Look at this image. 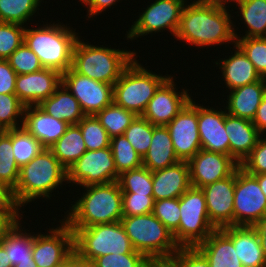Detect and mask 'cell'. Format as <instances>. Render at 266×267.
I'll return each instance as SVG.
<instances>
[{
	"label": "cell",
	"mask_w": 266,
	"mask_h": 267,
	"mask_svg": "<svg viewBox=\"0 0 266 267\" xmlns=\"http://www.w3.org/2000/svg\"><path fill=\"white\" fill-rule=\"evenodd\" d=\"M229 7V4L190 3L188 0L183 7L175 39L198 49L221 44L223 46L224 43L235 45L234 28L237 26L230 14L233 7L232 10Z\"/></svg>",
	"instance_id": "1"
},
{
	"label": "cell",
	"mask_w": 266,
	"mask_h": 267,
	"mask_svg": "<svg viewBox=\"0 0 266 267\" xmlns=\"http://www.w3.org/2000/svg\"><path fill=\"white\" fill-rule=\"evenodd\" d=\"M84 192L64 212L70 228L119 222L123 217L122 191L117 181L82 187Z\"/></svg>",
	"instance_id": "2"
},
{
	"label": "cell",
	"mask_w": 266,
	"mask_h": 267,
	"mask_svg": "<svg viewBox=\"0 0 266 267\" xmlns=\"http://www.w3.org/2000/svg\"><path fill=\"white\" fill-rule=\"evenodd\" d=\"M67 182V169L53 155L43 148L29 163L19 169L16 187L12 190L14 201L23 209L36 199L51 200L52 193Z\"/></svg>",
	"instance_id": "3"
},
{
	"label": "cell",
	"mask_w": 266,
	"mask_h": 267,
	"mask_svg": "<svg viewBox=\"0 0 266 267\" xmlns=\"http://www.w3.org/2000/svg\"><path fill=\"white\" fill-rule=\"evenodd\" d=\"M48 23L36 25L38 28L25 26L24 42L38 56L44 68L62 75L71 68L73 48L79 33L60 21Z\"/></svg>",
	"instance_id": "4"
},
{
	"label": "cell",
	"mask_w": 266,
	"mask_h": 267,
	"mask_svg": "<svg viewBox=\"0 0 266 267\" xmlns=\"http://www.w3.org/2000/svg\"><path fill=\"white\" fill-rule=\"evenodd\" d=\"M79 36L72 54L71 69L93 80L114 85L137 55L135 49H115L84 42Z\"/></svg>",
	"instance_id": "5"
},
{
	"label": "cell",
	"mask_w": 266,
	"mask_h": 267,
	"mask_svg": "<svg viewBox=\"0 0 266 267\" xmlns=\"http://www.w3.org/2000/svg\"><path fill=\"white\" fill-rule=\"evenodd\" d=\"M137 57L113 85V103L136 115H142L150 99L170 75L162 76L148 70Z\"/></svg>",
	"instance_id": "6"
},
{
	"label": "cell",
	"mask_w": 266,
	"mask_h": 267,
	"mask_svg": "<svg viewBox=\"0 0 266 267\" xmlns=\"http://www.w3.org/2000/svg\"><path fill=\"white\" fill-rule=\"evenodd\" d=\"M120 223L135 251L147 258L172 257L179 249L172 232L153 213L122 217Z\"/></svg>",
	"instance_id": "7"
},
{
	"label": "cell",
	"mask_w": 266,
	"mask_h": 267,
	"mask_svg": "<svg viewBox=\"0 0 266 267\" xmlns=\"http://www.w3.org/2000/svg\"><path fill=\"white\" fill-rule=\"evenodd\" d=\"M70 229L74 232V252L87 260L135 250L120 221Z\"/></svg>",
	"instance_id": "8"
},
{
	"label": "cell",
	"mask_w": 266,
	"mask_h": 267,
	"mask_svg": "<svg viewBox=\"0 0 266 267\" xmlns=\"http://www.w3.org/2000/svg\"><path fill=\"white\" fill-rule=\"evenodd\" d=\"M217 229L209 220L201 188L191 186L180 196L179 227L172 233L179 247H195Z\"/></svg>",
	"instance_id": "9"
},
{
	"label": "cell",
	"mask_w": 266,
	"mask_h": 267,
	"mask_svg": "<svg viewBox=\"0 0 266 267\" xmlns=\"http://www.w3.org/2000/svg\"><path fill=\"white\" fill-rule=\"evenodd\" d=\"M188 0H154L143 12H140L137 19L132 22L128 31H126L127 40H137L145 35L163 32H170L175 37L177 32L181 13ZM153 33V34H152Z\"/></svg>",
	"instance_id": "10"
},
{
	"label": "cell",
	"mask_w": 266,
	"mask_h": 267,
	"mask_svg": "<svg viewBox=\"0 0 266 267\" xmlns=\"http://www.w3.org/2000/svg\"><path fill=\"white\" fill-rule=\"evenodd\" d=\"M266 216V197L256 177L240 166L235 170L233 226H253Z\"/></svg>",
	"instance_id": "11"
},
{
	"label": "cell",
	"mask_w": 266,
	"mask_h": 267,
	"mask_svg": "<svg viewBox=\"0 0 266 267\" xmlns=\"http://www.w3.org/2000/svg\"><path fill=\"white\" fill-rule=\"evenodd\" d=\"M117 173L111 147L87 150L67 170V183L80 187L93 184H106L117 181Z\"/></svg>",
	"instance_id": "12"
},
{
	"label": "cell",
	"mask_w": 266,
	"mask_h": 267,
	"mask_svg": "<svg viewBox=\"0 0 266 267\" xmlns=\"http://www.w3.org/2000/svg\"><path fill=\"white\" fill-rule=\"evenodd\" d=\"M44 234H33L32 258L38 267H59L74 252V232L63 220Z\"/></svg>",
	"instance_id": "13"
},
{
	"label": "cell",
	"mask_w": 266,
	"mask_h": 267,
	"mask_svg": "<svg viewBox=\"0 0 266 267\" xmlns=\"http://www.w3.org/2000/svg\"><path fill=\"white\" fill-rule=\"evenodd\" d=\"M191 98L171 122L166 125L173 148L180 161H189L200 151V135L198 130V102Z\"/></svg>",
	"instance_id": "14"
},
{
	"label": "cell",
	"mask_w": 266,
	"mask_h": 267,
	"mask_svg": "<svg viewBox=\"0 0 266 267\" xmlns=\"http://www.w3.org/2000/svg\"><path fill=\"white\" fill-rule=\"evenodd\" d=\"M62 84L78 100L85 115H96L113 103V85L78 74L71 68L62 74Z\"/></svg>",
	"instance_id": "15"
},
{
	"label": "cell",
	"mask_w": 266,
	"mask_h": 267,
	"mask_svg": "<svg viewBox=\"0 0 266 267\" xmlns=\"http://www.w3.org/2000/svg\"><path fill=\"white\" fill-rule=\"evenodd\" d=\"M173 77L171 75L158 88L141 115L154 126L168 125L190 99H194L187 88L178 91Z\"/></svg>",
	"instance_id": "16"
},
{
	"label": "cell",
	"mask_w": 266,
	"mask_h": 267,
	"mask_svg": "<svg viewBox=\"0 0 266 267\" xmlns=\"http://www.w3.org/2000/svg\"><path fill=\"white\" fill-rule=\"evenodd\" d=\"M190 182L203 188L230 176L239 166L230 155L201 149L189 161Z\"/></svg>",
	"instance_id": "17"
},
{
	"label": "cell",
	"mask_w": 266,
	"mask_h": 267,
	"mask_svg": "<svg viewBox=\"0 0 266 267\" xmlns=\"http://www.w3.org/2000/svg\"><path fill=\"white\" fill-rule=\"evenodd\" d=\"M201 189L205 196L210 222L217 229L233 226L235 171L230 176Z\"/></svg>",
	"instance_id": "18"
},
{
	"label": "cell",
	"mask_w": 266,
	"mask_h": 267,
	"mask_svg": "<svg viewBox=\"0 0 266 267\" xmlns=\"http://www.w3.org/2000/svg\"><path fill=\"white\" fill-rule=\"evenodd\" d=\"M62 83V75L52 69L20 74L16 77L15 94L25 106L39 105Z\"/></svg>",
	"instance_id": "19"
},
{
	"label": "cell",
	"mask_w": 266,
	"mask_h": 267,
	"mask_svg": "<svg viewBox=\"0 0 266 267\" xmlns=\"http://www.w3.org/2000/svg\"><path fill=\"white\" fill-rule=\"evenodd\" d=\"M217 109V110H216ZM198 104V130L201 148L230 155L229 137L224 127L226 109Z\"/></svg>",
	"instance_id": "20"
},
{
	"label": "cell",
	"mask_w": 266,
	"mask_h": 267,
	"mask_svg": "<svg viewBox=\"0 0 266 267\" xmlns=\"http://www.w3.org/2000/svg\"><path fill=\"white\" fill-rule=\"evenodd\" d=\"M22 127L30 133L43 148L49 149L67 130L69 124L53 118L38 105L26 106Z\"/></svg>",
	"instance_id": "21"
},
{
	"label": "cell",
	"mask_w": 266,
	"mask_h": 267,
	"mask_svg": "<svg viewBox=\"0 0 266 267\" xmlns=\"http://www.w3.org/2000/svg\"><path fill=\"white\" fill-rule=\"evenodd\" d=\"M153 198H179L192 185L187 161H178L164 169L152 171Z\"/></svg>",
	"instance_id": "22"
},
{
	"label": "cell",
	"mask_w": 266,
	"mask_h": 267,
	"mask_svg": "<svg viewBox=\"0 0 266 267\" xmlns=\"http://www.w3.org/2000/svg\"><path fill=\"white\" fill-rule=\"evenodd\" d=\"M235 49V50H234ZM234 53L227 58L218 59L214 62L222 73L223 84L226 85V91L242 87L259 81L262 77L257 72L253 63L247 58L244 52L235 44L232 49Z\"/></svg>",
	"instance_id": "23"
},
{
	"label": "cell",
	"mask_w": 266,
	"mask_h": 267,
	"mask_svg": "<svg viewBox=\"0 0 266 267\" xmlns=\"http://www.w3.org/2000/svg\"><path fill=\"white\" fill-rule=\"evenodd\" d=\"M224 127L229 137L230 156L241 164L257 145L261 134L252 121L228 113Z\"/></svg>",
	"instance_id": "24"
},
{
	"label": "cell",
	"mask_w": 266,
	"mask_h": 267,
	"mask_svg": "<svg viewBox=\"0 0 266 267\" xmlns=\"http://www.w3.org/2000/svg\"><path fill=\"white\" fill-rule=\"evenodd\" d=\"M221 229L231 238L243 267H266L260 238L253 226H227Z\"/></svg>",
	"instance_id": "25"
},
{
	"label": "cell",
	"mask_w": 266,
	"mask_h": 267,
	"mask_svg": "<svg viewBox=\"0 0 266 267\" xmlns=\"http://www.w3.org/2000/svg\"><path fill=\"white\" fill-rule=\"evenodd\" d=\"M229 94V95H228ZM227 94L226 112L230 115L252 121L257 108L266 95V79L235 88Z\"/></svg>",
	"instance_id": "26"
},
{
	"label": "cell",
	"mask_w": 266,
	"mask_h": 267,
	"mask_svg": "<svg viewBox=\"0 0 266 267\" xmlns=\"http://www.w3.org/2000/svg\"><path fill=\"white\" fill-rule=\"evenodd\" d=\"M195 247L206 257L210 267H243L231 238L222 229H215Z\"/></svg>",
	"instance_id": "27"
},
{
	"label": "cell",
	"mask_w": 266,
	"mask_h": 267,
	"mask_svg": "<svg viewBox=\"0 0 266 267\" xmlns=\"http://www.w3.org/2000/svg\"><path fill=\"white\" fill-rule=\"evenodd\" d=\"M38 106L53 118L63 120L69 125H77L85 116L78 100L62 83Z\"/></svg>",
	"instance_id": "28"
},
{
	"label": "cell",
	"mask_w": 266,
	"mask_h": 267,
	"mask_svg": "<svg viewBox=\"0 0 266 267\" xmlns=\"http://www.w3.org/2000/svg\"><path fill=\"white\" fill-rule=\"evenodd\" d=\"M230 4V6L233 4L238 6L233 5L236 9L238 8L235 13L240 14H237V17L240 16L239 21L246 26L245 35L237 34L239 27L234 29L236 39L266 37V0H231Z\"/></svg>",
	"instance_id": "29"
},
{
	"label": "cell",
	"mask_w": 266,
	"mask_h": 267,
	"mask_svg": "<svg viewBox=\"0 0 266 267\" xmlns=\"http://www.w3.org/2000/svg\"><path fill=\"white\" fill-rule=\"evenodd\" d=\"M180 161L174 151L166 126H154L151 144L143 157V166L150 171L164 169Z\"/></svg>",
	"instance_id": "30"
},
{
	"label": "cell",
	"mask_w": 266,
	"mask_h": 267,
	"mask_svg": "<svg viewBox=\"0 0 266 267\" xmlns=\"http://www.w3.org/2000/svg\"><path fill=\"white\" fill-rule=\"evenodd\" d=\"M49 149L67 170L87 151L78 125H69L66 132Z\"/></svg>",
	"instance_id": "31"
},
{
	"label": "cell",
	"mask_w": 266,
	"mask_h": 267,
	"mask_svg": "<svg viewBox=\"0 0 266 267\" xmlns=\"http://www.w3.org/2000/svg\"><path fill=\"white\" fill-rule=\"evenodd\" d=\"M20 222L0 241V244L7 252L12 267L19 262L33 259V233L28 228H22L23 225Z\"/></svg>",
	"instance_id": "32"
},
{
	"label": "cell",
	"mask_w": 266,
	"mask_h": 267,
	"mask_svg": "<svg viewBox=\"0 0 266 267\" xmlns=\"http://www.w3.org/2000/svg\"><path fill=\"white\" fill-rule=\"evenodd\" d=\"M42 1L44 0H0V22L28 26L27 22L34 21L32 18L39 14Z\"/></svg>",
	"instance_id": "33"
},
{
	"label": "cell",
	"mask_w": 266,
	"mask_h": 267,
	"mask_svg": "<svg viewBox=\"0 0 266 267\" xmlns=\"http://www.w3.org/2000/svg\"><path fill=\"white\" fill-rule=\"evenodd\" d=\"M95 116L112 138L114 136L123 135L124 131L137 115L132 111L112 103L99 111Z\"/></svg>",
	"instance_id": "34"
},
{
	"label": "cell",
	"mask_w": 266,
	"mask_h": 267,
	"mask_svg": "<svg viewBox=\"0 0 266 267\" xmlns=\"http://www.w3.org/2000/svg\"><path fill=\"white\" fill-rule=\"evenodd\" d=\"M19 169L13 155L12 129H9L0 138V182L13 190L18 182Z\"/></svg>",
	"instance_id": "35"
},
{
	"label": "cell",
	"mask_w": 266,
	"mask_h": 267,
	"mask_svg": "<svg viewBox=\"0 0 266 267\" xmlns=\"http://www.w3.org/2000/svg\"><path fill=\"white\" fill-rule=\"evenodd\" d=\"M110 147L117 173H121L143 166L142 157L135 151L124 135L111 138Z\"/></svg>",
	"instance_id": "36"
},
{
	"label": "cell",
	"mask_w": 266,
	"mask_h": 267,
	"mask_svg": "<svg viewBox=\"0 0 266 267\" xmlns=\"http://www.w3.org/2000/svg\"><path fill=\"white\" fill-rule=\"evenodd\" d=\"M117 182L122 193L153 196L152 171L144 166L121 173Z\"/></svg>",
	"instance_id": "37"
},
{
	"label": "cell",
	"mask_w": 266,
	"mask_h": 267,
	"mask_svg": "<svg viewBox=\"0 0 266 267\" xmlns=\"http://www.w3.org/2000/svg\"><path fill=\"white\" fill-rule=\"evenodd\" d=\"M13 155L19 167L29 163L43 149L37 141L23 127L12 129Z\"/></svg>",
	"instance_id": "38"
},
{
	"label": "cell",
	"mask_w": 266,
	"mask_h": 267,
	"mask_svg": "<svg viewBox=\"0 0 266 267\" xmlns=\"http://www.w3.org/2000/svg\"><path fill=\"white\" fill-rule=\"evenodd\" d=\"M123 135L143 159L151 144L153 125L141 115H137Z\"/></svg>",
	"instance_id": "39"
},
{
	"label": "cell",
	"mask_w": 266,
	"mask_h": 267,
	"mask_svg": "<svg viewBox=\"0 0 266 267\" xmlns=\"http://www.w3.org/2000/svg\"><path fill=\"white\" fill-rule=\"evenodd\" d=\"M77 125L82 131L87 150L110 147L111 137L95 115H85Z\"/></svg>",
	"instance_id": "40"
},
{
	"label": "cell",
	"mask_w": 266,
	"mask_h": 267,
	"mask_svg": "<svg viewBox=\"0 0 266 267\" xmlns=\"http://www.w3.org/2000/svg\"><path fill=\"white\" fill-rule=\"evenodd\" d=\"M25 107L16 94H0V127L5 130L22 127Z\"/></svg>",
	"instance_id": "41"
},
{
	"label": "cell",
	"mask_w": 266,
	"mask_h": 267,
	"mask_svg": "<svg viewBox=\"0 0 266 267\" xmlns=\"http://www.w3.org/2000/svg\"><path fill=\"white\" fill-rule=\"evenodd\" d=\"M236 45L253 63L259 75L266 79V37L237 38Z\"/></svg>",
	"instance_id": "42"
},
{
	"label": "cell",
	"mask_w": 266,
	"mask_h": 267,
	"mask_svg": "<svg viewBox=\"0 0 266 267\" xmlns=\"http://www.w3.org/2000/svg\"><path fill=\"white\" fill-rule=\"evenodd\" d=\"M13 70L20 74H29L43 69L38 56L23 42L8 58Z\"/></svg>",
	"instance_id": "43"
},
{
	"label": "cell",
	"mask_w": 266,
	"mask_h": 267,
	"mask_svg": "<svg viewBox=\"0 0 266 267\" xmlns=\"http://www.w3.org/2000/svg\"><path fill=\"white\" fill-rule=\"evenodd\" d=\"M25 26L0 22V59H7L23 42Z\"/></svg>",
	"instance_id": "44"
},
{
	"label": "cell",
	"mask_w": 266,
	"mask_h": 267,
	"mask_svg": "<svg viewBox=\"0 0 266 267\" xmlns=\"http://www.w3.org/2000/svg\"><path fill=\"white\" fill-rule=\"evenodd\" d=\"M152 213L173 233L180 222V197L155 201Z\"/></svg>",
	"instance_id": "45"
},
{
	"label": "cell",
	"mask_w": 266,
	"mask_h": 267,
	"mask_svg": "<svg viewBox=\"0 0 266 267\" xmlns=\"http://www.w3.org/2000/svg\"><path fill=\"white\" fill-rule=\"evenodd\" d=\"M154 202L153 196L122 193L123 217L152 213Z\"/></svg>",
	"instance_id": "46"
},
{
	"label": "cell",
	"mask_w": 266,
	"mask_h": 267,
	"mask_svg": "<svg viewBox=\"0 0 266 267\" xmlns=\"http://www.w3.org/2000/svg\"><path fill=\"white\" fill-rule=\"evenodd\" d=\"M147 257L138 251L128 254H107L94 259L98 267H144Z\"/></svg>",
	"instance_id": "47"
},
{
	"label": "cell",
	"mask_w": 266,
	"mask_h": 267,
	"mask_svg": "<svg viewBox=\"0 0 266 267\" xmlns=\"http://www.w3.org/2000/svg\"><path fill=\"white\" fill-rule=\"evenodd\" d=\"M240 167L249 174L266 173V137L261 135L257 145L242 161Z\"/></svg>",
	"instance_id": "48"
},
{
	"label": "cell",
	"mask_w": 266,
	"mask_h": 267,
	"mask_svg": "<svg viewBox=\"0 0 266 267\" xmlns=\"http://www.w3.org/2000/svg\"><path fill=\"white\" fill-rule=\"evenodd\" d=\"M173 257L179 267H210L206 257L196 247H179Z\"/></svg>",
	"instance_id": "49"
},
{
	"label": "cell",
	"mask_w": 266,
	"mask_h": 267,
	"mask_svg": "<svg viewBox=\"0 0 266 267\" xmlns=\"http://www.w3.org/2000/svg\"><path fill=\"white\" fill-rule=\"evenodd\" d=\"M23 213L25 212L21 208H0V241L22 221Z\"/></svg>",
	"instance_id": "50"
},
{
	"label": "cell",
	"mask_w": 266,
	"mask_h": 267,
	"mask_svg": "<svg viewBox=\"0 0 266 267\" xmlns=\"http://www.w3.org/2000/svg\"><path fill=\"white\" fill-rule=\"evenodd\" d=\"M16 77L7 59H0V94H15Z\"/></svg>",
	"instance_id": "51"
},
{
	"label": "cell",
	"mask_w": 266,
	"mask_h": 267,
	"mask_svg": "<svg viewBox=\"0 0 266 267\" xmlns=\"http://www.w3.org/2000/svg\"><path fill=\"white\" fill-rule=\"evenodd\" d=\"M122 2V0H84L82 3L85 4V8H87V18H96L95 16H99L102 12L106 11V9L111 8V6H115L117 2ZM87 6V7H86Z\"/></svg>",
	"instance_id": "52"
},
{
	"label": "cell",
	"mask_w": 266,
	"mask_h": 267,
	"mask_svg": "<svg viewBox=\"0 0 266 267\" xmlns=\"http://www.w3.org/2000/svg\"><path fill=\"white\" fill-rule=\"evenodd\" d=\"M252 122L260 134L266 136V95L263 97L261 104L258 106L256 115Z\"/></svg>",
	"instance_id": "53"
},
{
	"label": "cell",
	"mask_w": 266,
	"mask_h": 267,
	"mask_svg": "<svg viewBox=\"0 0 266 267\" xmlns=\"http://www.w3.org/2000/svg\"><path fill=\"white\" fill-rule=\"evenodd\" d=\"M0 208H20L14 201L12 190L0 182Z\"/></svg>",
	"instance_id": "54"
},
{
	"label": "cell",
	"mask_w": 266,
	"mask_h": 267,
	"mask_svg": "<svg viewBox=\"0 0 266 267\" xmlns=\"http://www.w3.org/2000/svg\"><path fill=\"white\" fill-rule=\"evenodd\" d=\"M144 267H179L177 260L172 257L147 258Z\"/></svg>",
	"instance_id": "55"
},
{
	"label": "cell",
	"mask_w": 266,
	"mask_h": 267,
	"mask_svg": "<svg viewBox=\"0 0 266 267\" xmlns=\"http://www.w3.org/2000/svg\"><path fill=\"white\" fill-rule=\"evenodd\" d=\"M253 227L256 229L260 238L261 247L266 259V216L259 220Z\"/></svg>",
	"instance_id": "56"
},
{
	"label": "cell",
	"mask_w": 266,
	"mask_h": 267,
	"mask_svg": "<svg viewBox=\"0 0 266 267\" xmlns=\"http://www.w3.org/2000/svg\"><path fill=\"white\" fill-rule=\"evenodd\" d=\"M76 267H98L94 260H87L76 254Z\"/></svg>",
	"instance_id": "57"
},
{
	"label": "cell",
	"mask_w": 266,
	"mask_h": 267,
	"mask_svg": "<svg viewBox=\"0 0 266 267\" xmlns=\"http://www.w3.org/2000/svg\"><path fill=\"white\" fill-rule=\"evenodd\" d=\"M0 267H12V264L7 256V252L0 244Z\"/></svg>",
	"instance_id": "58"
},
{
	"label": "cell",
	"mask_w": 266,
	"mask_h": 267,
	"mask_svg": "<svg viewBox=\"0 0 266 267\" xmlns=\"http://www.w3.org/2000/svg\"><path fill=\"white\" fill-rule=\"evenodd\" d=\"M256 177L259 187L261 188L262 192L266 197V173L262 174H252Z\"/></svg>",
	"instance_id": "59"
},
{
	"label": "cell",
	"mask_w": 266,
	"mask_h": 267,
	"mask_svg": "<svg viewBox=\"0 0 266 267\" xmlns=\"http://www.w3.org/2000/svg\"><path fill=\"white\" fill-rule=\"evenodd\" d=\"M59 267H76V253L73 252L63 264H61Z\"/></svg>",
	"instance_id": "60"
},
{
	"label": "cell",
	"mask_w": 266,
	"mask_h": 267,
	"mask_svg": "<svg viewBox=\"0 0 266 267\" xmlns=\"http://www.w3.org/2000/svg\"><path fill=\"white\" fill-rule=\"evenodd\" d=\"M14 267H38V266L36 265L33 259H30V261L19 262Z\"/></svg>",
	"instance_id": "61"
},
{
	"label": "cell",
	"mask_w": 266,
	"mask_h": 267,
	"mask_svg": "<svg viewBox=\"0 0 266 267\" xmlns=\"http://www.w3.org/2000/svg\"><path fill=\"white\" fill-rule=\"evenodd\" d=\"M193 1H197V2H213V3H221V4H227V5L231 3V0H193Z\"/></svg>",
	"instance_id": "62"
},
{
	"label": "cell",
	"mask_w": 266,
	"mask_h": 267,
	"mask_svg": "<svg viewBox=\"0 0 266 267\" xmlns=\"http://www.w3.org/2000/svg\"><path fill=\"white\" fill-rule=\"evenodd\" d=\"M5 132H6V130H5L4 128H1V127H0V138H1V136H2Z\"/></svg>",
	"instance_id": "63"
}]
</instances>
